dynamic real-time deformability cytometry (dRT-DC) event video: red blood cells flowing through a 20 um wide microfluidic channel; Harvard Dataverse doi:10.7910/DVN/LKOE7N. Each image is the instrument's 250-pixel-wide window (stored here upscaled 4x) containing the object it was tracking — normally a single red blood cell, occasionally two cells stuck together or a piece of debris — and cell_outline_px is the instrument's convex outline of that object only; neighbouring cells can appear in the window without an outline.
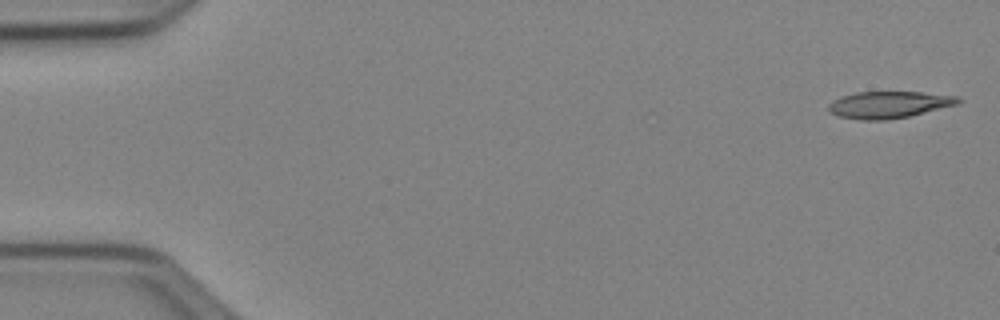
{"species": "Egyptian fruit bat (a non-hibernating species)", "species_latin": "Rousettus aegyptiacus", "temperature_condition": "cold", "stored_images_in_passage": 51, "camera_frame_rate_fps": 3000, "um_per_image_px": 0.085, "animal": {"sex": "female"}, "frame": {"image": 1, "passage_image": 1, "time_ms": 0.0, "image_size_px": [1000, 320], "cell_outline_px": [[964, 100], [960, 104], [908, 116], [888, 120], [860, 120], [840, 116], [828, 112], [828, 104], [844, 96], [856, 92], [920, 92], [960, 96]], "centroid_in_image_um": [75.63, 8.9], "position_along_channel_um": 9.4, "area_um2": 20.29}}
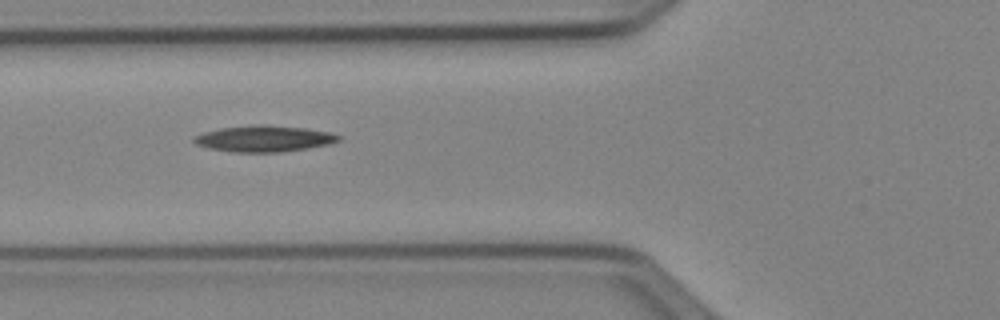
{"frame": {"image": 2, "passage_image": 19, "time_ms": 6.0, "image_size_px": [1000, 320], "cell_outline_px": [[340, 140], [328, 144], [308, 148], [280, 152], [232, 152], [208, 148], [196, 144], [192, 140], [192, 136], [204, 132], [220, 128], [260, 124], [264, 124], [304, 128], [328, 132], [340, 136]], "centroid_in_image_um": [22.39, 11.78], "position_along_channel_um": 103.4, "area_um2": 22.02}}
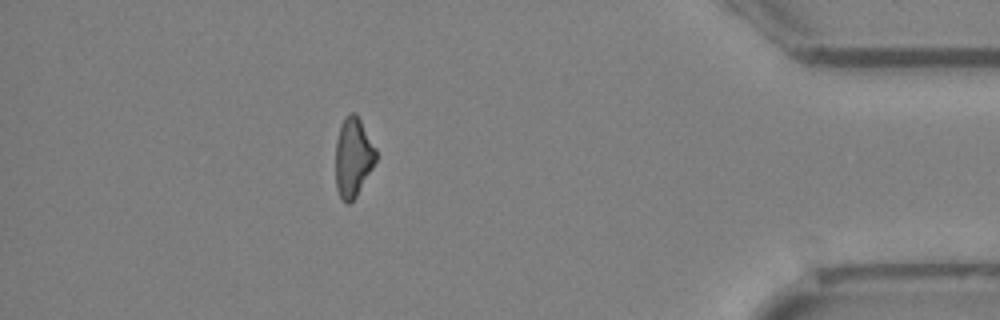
{"frame": {"image": 3, "passage_image": 45, "time_ms": 14.667, "image_size_px": [1000, 320], "cell_outline_px": [[376, 160], [372, 168], [356, 196], [348, 204], [340, 200], [336, 188], [336, 140], [340, 124], [344, 116], [352, 112], [356, 112], [376, 148]], "centroid_in_image_um": [30.0, 13.35], "position_along_channel_um": 405.2, "area_um2": 18.73}}